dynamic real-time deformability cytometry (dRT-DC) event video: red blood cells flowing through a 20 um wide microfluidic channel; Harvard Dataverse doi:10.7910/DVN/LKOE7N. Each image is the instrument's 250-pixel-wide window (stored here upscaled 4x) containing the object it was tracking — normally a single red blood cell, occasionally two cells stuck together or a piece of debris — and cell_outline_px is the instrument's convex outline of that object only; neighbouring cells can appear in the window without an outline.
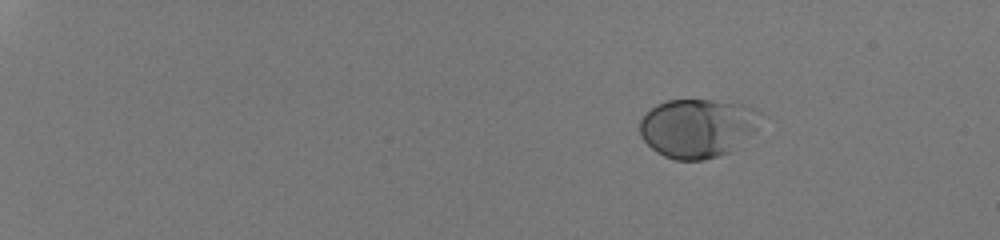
{"species": "human", "species_latin": "Homo sapiens", "temperature_condition": "room temperature", "stored_images_in_passage": 8, "camera_frame_rate_fps": 3000, "um_per_image_px": 0.085, "donor": {"sex": "male"}, "frame": {"image": 1, "passage_image": 1, "time_ms": 0.0, "image_size_px": [1000, 240], "cell_outline_px": [[752, 128], [732, 152], [720, 156], [704, 160], [676, 160], [664, 156], [656, 152], [640, 136], [640, 120], [656, 104], [668, 100], [712, 100], [732, 104]], "centroid_in_image_um": [58.95, 10.97], "position_along_channel_um": 26.1, "area_um2": 38.38}}